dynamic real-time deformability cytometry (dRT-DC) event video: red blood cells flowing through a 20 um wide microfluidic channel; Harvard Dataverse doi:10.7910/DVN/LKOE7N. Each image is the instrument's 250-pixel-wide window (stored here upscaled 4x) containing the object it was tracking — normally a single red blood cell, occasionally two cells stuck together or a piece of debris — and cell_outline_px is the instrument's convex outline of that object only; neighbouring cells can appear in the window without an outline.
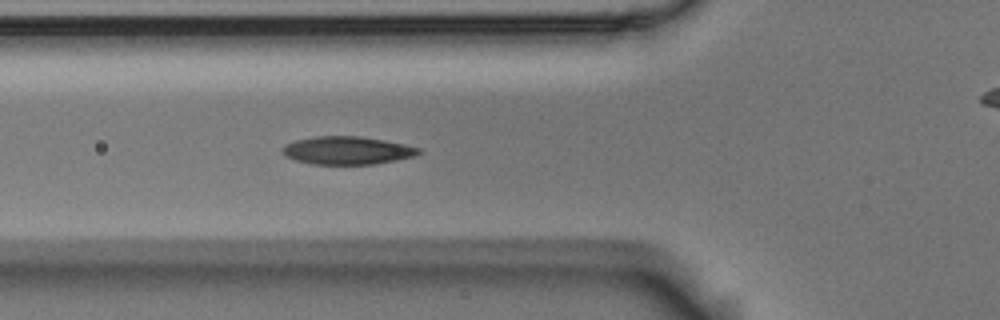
{"species": "Egyptian fruit bat (a non-hibernating species)", "species_latin": "Rousettus aegyptiacus", "temperature_condition": "room temperature", "stored_images_in_passage": 5, "segment_of_instrument_passage": [1, 2], "camera_frame_rate_fps": 3000, "um_per_image_px": 0.085, "animal": {"sex": "male"}, "frame": {"image": 1, "passage_image": 4, "time_ms": 1.0, "image_size_px": [1000, 320], "cell_outline_px": [[424, 152], [416, 156], [396, 160], [372, 164], [312, 164], [296, 160], [284, 156], [284, 144], [296, 140], [316, 136], [360, 136], [384, 140], [404, 144], [420, 148]], "centroid_in_image_um": [29.55, 12.78], "position_along_channel_um": 96.2, "area_um2": 22.2}}